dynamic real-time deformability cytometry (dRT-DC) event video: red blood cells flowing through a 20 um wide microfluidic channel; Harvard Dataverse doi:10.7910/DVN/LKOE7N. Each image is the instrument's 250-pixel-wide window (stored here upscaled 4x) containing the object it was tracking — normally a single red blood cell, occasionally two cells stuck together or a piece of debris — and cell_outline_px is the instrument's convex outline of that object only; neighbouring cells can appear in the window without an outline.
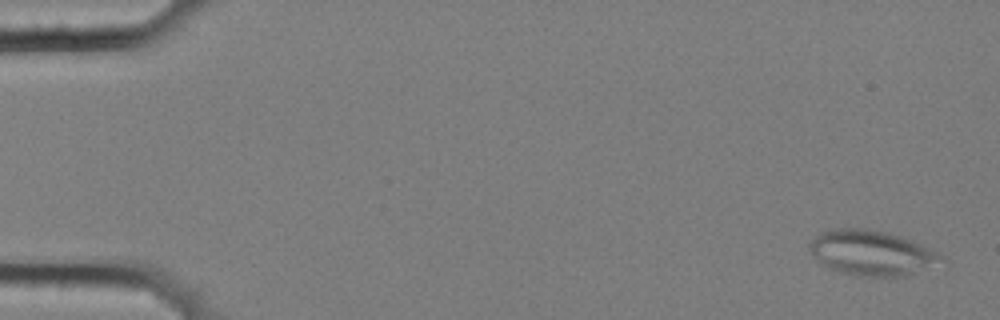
{"species": "common noctule bat (a hibernating species)", "species_latin": "Nyctalus noctula", "temperature_condition": "cold", "stored_images_in_passage": 57, "camera_frame_rate_fps": 3000, "um_per_image_px": 0.085, "animal": {"sex": "female", "body_mass_g": 25.1}, "frame": {"image": 1, "passage_image": 2, "time_ms": 0.333, "image_size_px": [1000, 320], "cell_outline_px": [[944, 256], [904, 276], [856, 276], [840, 272], [828, 268], [816, 260], [808, 248], [808, 244], [820, 232], [832, 228], [864, 228], [888, 232], [900, 236], [920, 244]], "centroid_in_image_um": [73.92, 21.46], "position_along_channel_um": 11.1, "area_um2": 33.76}}
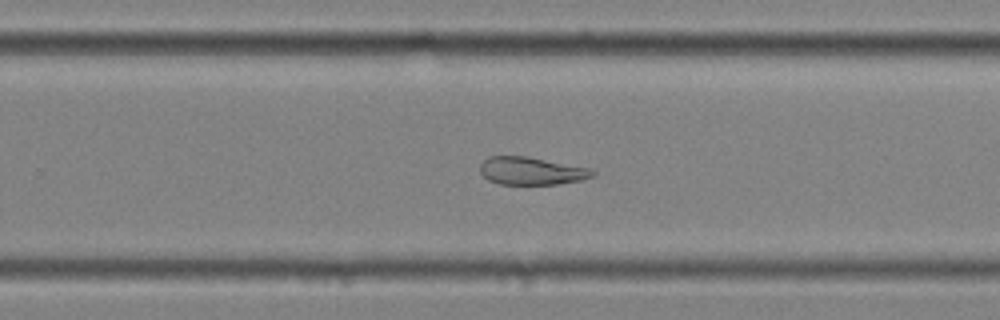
{"frame": {"image": 2, "passage_image": 37, "time_ms": 12.0, "image_size_px": [1000, 320], "cell_outline_px": [[596, 176], [580, 180], [556, 184], [500, 184], [488, 180], [480, 172], [480, 164], [488, 156], [524, 156], [588, 168], [596, 172]], "centroid_in_image_um": [45.14, 14.53], "position_along_channel_um": 284.7, "area_um2": 17.98}}
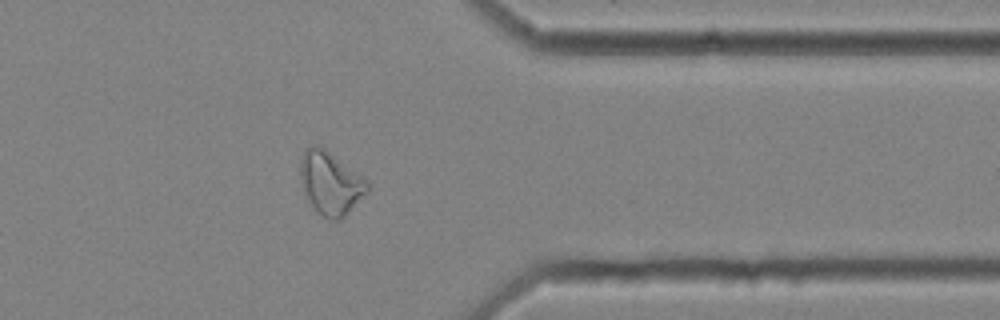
{"frame": {"image": 3, "passage_image": 46, "time_ms": 15.0, "image_size_px": [1000, 320], "cell_outline_px": [[368, 192], [340, 220], [332, 220], [324, 216], [312, 204], [304, 192], [300, 176], [300, 160], [304, 152], [308, 148], [316, 144], [324, 148], [364, 176], [368, 180]], "centroid_in_image_um": [28.12, 15.54], "position_along_channel_um": 383.3, "area_um2": 24.28}, "authors_computed_cell_mechanics": {"area_um2": 26.6458, "velocity_mm_per_s": 3.563, "shape_relaxation_time_tau1_ms": null, "shape_relaxation_time_tau2_ms": 5.6664, "deformation_change_tau1": null, "deformation_change_tau2": 0.1407}}